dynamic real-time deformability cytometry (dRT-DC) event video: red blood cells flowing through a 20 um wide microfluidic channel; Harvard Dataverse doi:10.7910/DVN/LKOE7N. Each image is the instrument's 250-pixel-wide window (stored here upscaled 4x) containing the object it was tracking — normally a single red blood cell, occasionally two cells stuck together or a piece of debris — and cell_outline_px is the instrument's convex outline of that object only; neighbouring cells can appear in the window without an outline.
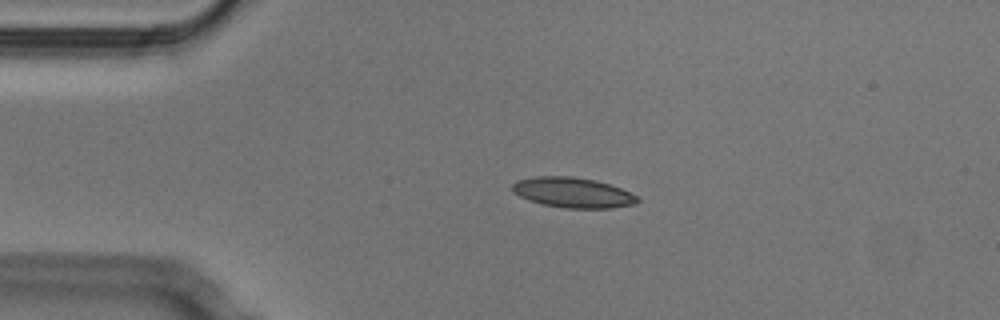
{"species": "Egyptian fruit bat (a non-hibernating species)", "species_latin": "Rousettus aegyptiacus", "temperature_condition": "cold", "stored_images_in_passage": 51, "camera_frame_rate_fps": 3000, "um_per_image_px": 0.085, "animal": {"sex": "male"}, "frame": {"image": 1, "passage_image": 10, "time_ms": 3.0, "image_size_px": [1000, 320], "cell_outline_px": [[640, 200], [636, 204], [612, 208], [564, 208], [544, 204], [520, 196], [512, 192], [512, 184], [516, 180], [536, 176], [572, 176], [596, 180], [620, 188], [636, 196]], "centroid_in_image_um": [48.68, 16.36], "position_along_channel_um": 36.3, "area_um2": 21.91}}
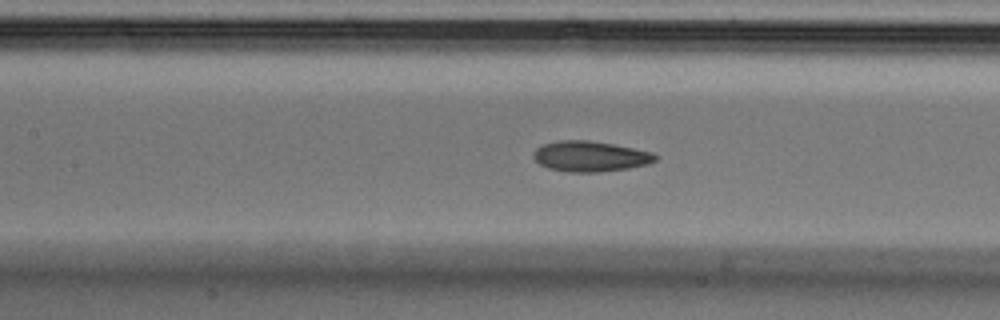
{"frame": {"image": 2, "passage_image": 22, "time_ms": 7.0, "image_size_px": [1000, 320], "cell_outline_px": [[656, 160], [648, 164], [628, 168], [596, 172], [568, 172], [548, 168], [540, 164], [532, 156], [532, 152], [536, 148], [544, 144], [560, 140], [588, 140], [612, 144], [652, 152], [656, 156]], "centroid_in_image_um": [50.13, 13.29], "position_along_channel_um": 157.3, "area_um2": 21.5}}
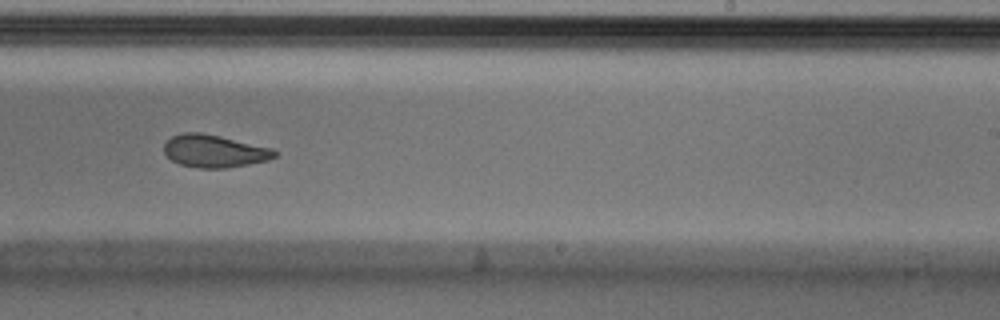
{"frame": {"image": 3, "passage_image": 31, "time_ms": 10.0, "image_size_px": [1000, 320], "cell_outline_px": [[276, 156], [268, 160], [228, 168], [200, 168], [180, 164], [172, 160], [164, 152], [164, 144], [172, 136], [184, 132], [200, 132], [220, 136], [272, 148], [276, 152]], "centroid_in_image_um": [18.21, 12.84], "position_along_channel_um": 270.8, "area_um2": 20.87}, "authors_computed_cell_mechanics": {"area_um2": 21.5016, "velocity_mm_per_s": 3.8012, "shape_relaxation_time_tau1_ms": 4.6107, "shape_relaxation_time_tau2_ms": 3.2302, "deformation_change_tau1": 0.1239, "deformation_change_tau2": 0.0764}}